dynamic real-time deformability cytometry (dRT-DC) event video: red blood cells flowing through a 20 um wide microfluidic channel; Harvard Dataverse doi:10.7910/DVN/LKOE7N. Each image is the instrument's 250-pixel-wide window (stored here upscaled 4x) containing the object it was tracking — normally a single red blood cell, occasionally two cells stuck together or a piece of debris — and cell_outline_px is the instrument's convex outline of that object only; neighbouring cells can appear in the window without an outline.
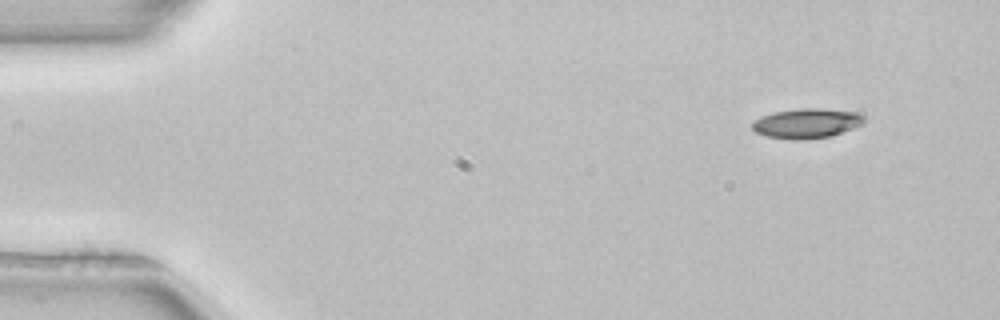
{"species": "common noctule bat (a hibernating species)", "species_latin": "Nyctalus noctula", "temperature_condition": "room temperature", "stored_images_in_passage": 48, "camera_frame_rate_fps": 3000, "um_per_image_px": 0.085, "animal": {"sex": "female", "body_mass_g": 22.7, "forearm_length_mm": 54.2}, "frame": {"image": 1, "passage_image": 1, "time_ms": 0.0, "image_size_px": [1000, 320], "cell_outline_px": [[864, 124], [832, 136], [804, 140], [788, 140], [768, 136], [756, 132], [752, 128], [752, 124], [756, 120], [772, 112], [800, 108], [820, 108], [856, 112], [864, 116]], "centroid_in_image_um": [68.6, 10.49], "position_along_channel_um": 16.4, "area_um2": 19.48}}
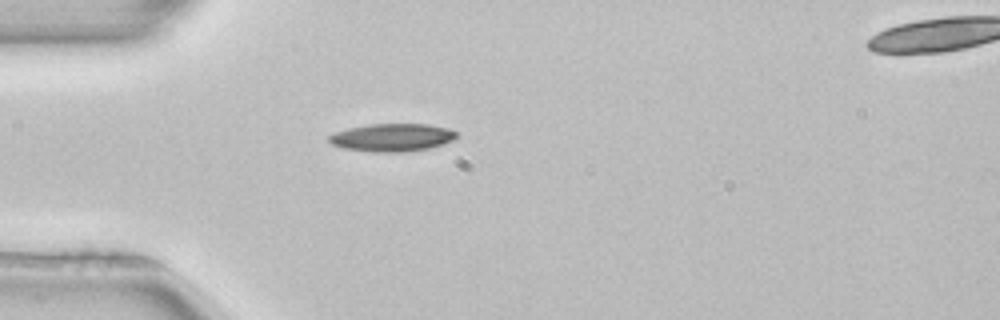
{"frame": {"image": 2, "passage_image": 11, "time_ms": 3.333, "image_size_px": [1000, 320], "cell_outline_px": [[460, 136], [452, 140], [428, 148], [404, 152], [376, 152], [344, 148], [332, 144], [328, 140], [328, 136], [336, 132], [348, 128], [368, 124], [428, 124], [448, 128], [456, 132]], "centroid_in_image_um": [33.34, 11.68], "position_along_channel_um": 51.7, "area_um2": 20.58}}
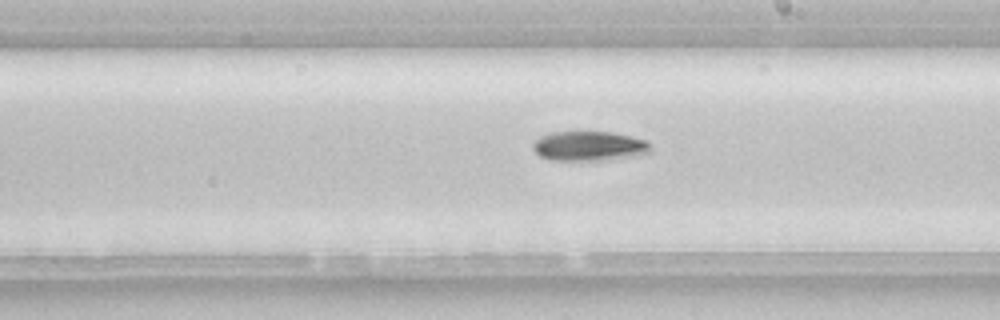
{"frame": {"image": 3, "passage_image": 26, "time_ms": 8.333, "image_size_px": [1000, 320], "cell_outline_px": [[648, 152], [640, 156], [608, 160], [552, 160], [540, 156], [532, 148], [532, 144], [540, 136], [552, 132], [608, 132], [628, 136], [644, 140], [648, 144]], "centroid_in_image_um": [50.03, 12.43], "position_along_channel_um": 239.0, "area_um2": 20.11}, "authors_computed_cell_mechanics": {"area_um2": 19.2763, "velocity_mm_per_s": 3.9598, "shape_relaxation_time_tau1_ms": 2.8465, "shape_relaxation_time_tau2_ms": null, "deformation_change_tau1": 0.092, "deformation_change_tau2": null}}